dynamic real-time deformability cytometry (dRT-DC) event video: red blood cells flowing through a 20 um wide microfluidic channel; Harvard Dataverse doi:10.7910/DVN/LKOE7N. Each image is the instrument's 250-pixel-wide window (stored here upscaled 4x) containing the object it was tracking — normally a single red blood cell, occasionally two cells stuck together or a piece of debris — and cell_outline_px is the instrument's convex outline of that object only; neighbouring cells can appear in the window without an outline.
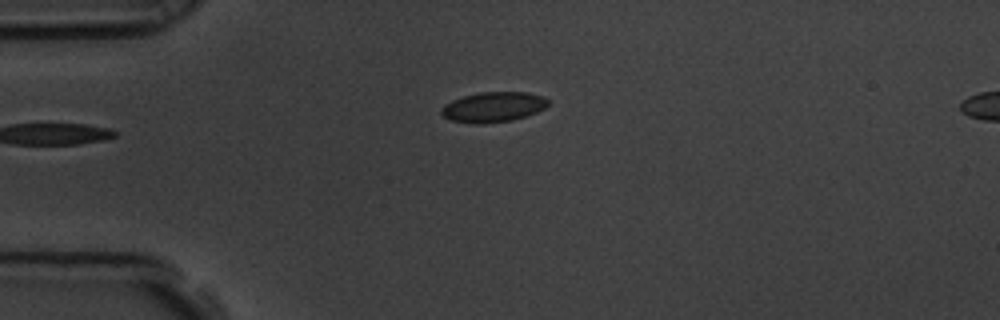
{"species": "common noctule bat (a hibernating species)", "species_latin": "Nyctalus noctula", "temperature_condition": "room temperature", "stored_images_in_passage": 4, "camera_frame_rate_fps": 3000, "um_per_image_px": 0.085, "animal": {"sex": "male", "body_mass_g": 19.5, "forearm_length_mm": 54.6}, "frame": {"image": 1, "passage_image": 4, "time_ms": 1.0, "image_size_px": [1000, 320], "cell_outline_px": [[548, 104], [544, 108], [536, 112], [512, 120], [480, 124], [472, 124], [452, 120], [444, 116], [440, 112], [440, 108], [444, 104], [452, 100], [464, 96], [480, 92], [528, 92], [544, 96], [548, 100]], "centroid_in_image_um": [41.91, 9.09], "position_along_channel_um": 43.1, "area_um2": 18.73}}